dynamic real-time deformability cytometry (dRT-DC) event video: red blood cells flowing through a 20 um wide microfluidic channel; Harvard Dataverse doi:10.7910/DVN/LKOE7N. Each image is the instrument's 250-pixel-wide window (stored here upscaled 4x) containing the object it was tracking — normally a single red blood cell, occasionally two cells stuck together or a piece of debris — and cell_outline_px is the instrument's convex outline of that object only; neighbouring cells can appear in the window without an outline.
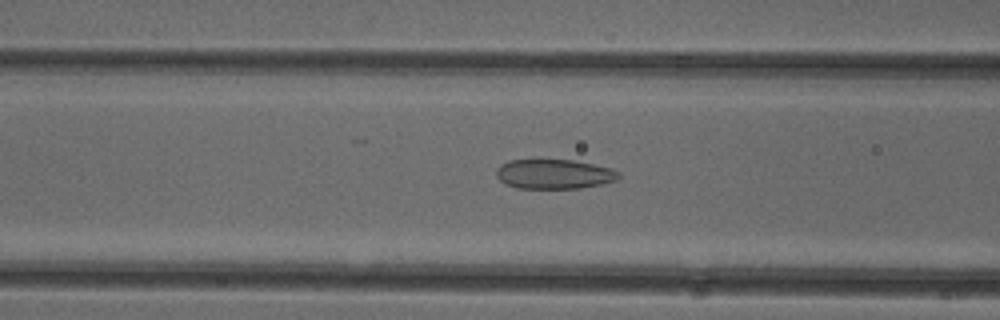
{"species": "common noctule bat (a hibernating species)", "species_latin": "Nyctalus noctula", "temperature_condition": "cold", "stored_images_in_passage": 51, "camera_frame_rate_fps": 3000, "um_per_image_px": 0.085, "animal": {"sex": "female"}, "frame": {"image": 1, "passage_image": 20, "time_ms": 6.333, "image_size_px": [1000, 320], "cell_outline_px": [[620, 176], [616, 180], [600, 184], [580, 188], [516, 188], [504, 184], [496, 176], [496, 168], [500, 164], [508, 160], [572, 160], [612, 168], [620, 172]], "centroid_in_image_um": [47.06, 14.79], "position_along_channel_um": 119.5, "area_um2": 21.15}}
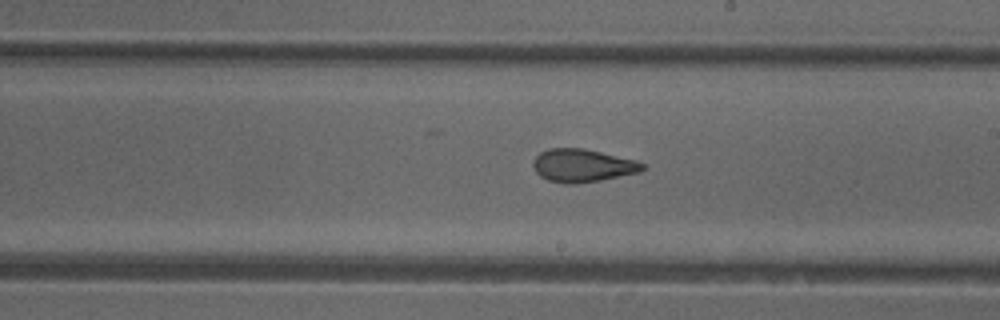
{"frame": {"image": 2, "passage_image": 29, "time_ms": 9.333, "image_size_px": [1000, 320], "cell_outline_px": [[644, 168], [640, 172], [600, 180], [576, 184], [568, 184], [548, 180], [540, 176], [536, 172], [532, 164], [532, 160], [540, 152], [548, 148], [584, 148], [636, 160], [644, 164]], "centroid_in_image_um": [49.49, 14.06], "position_along_channel_um": 239.5, "area_um2": 21.04}}
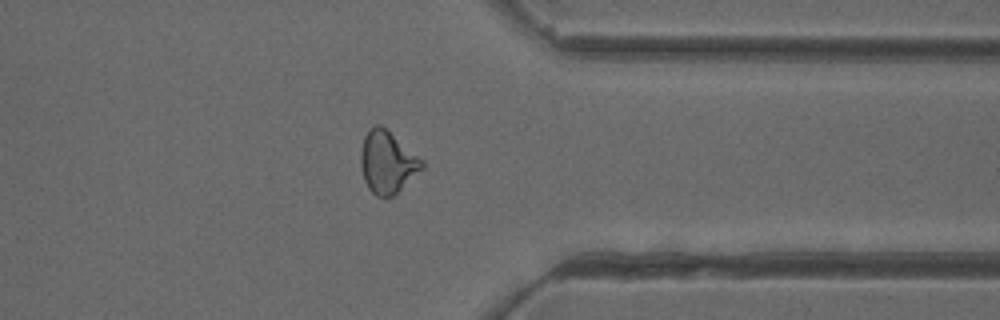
{"frame": {"image": 3, "passage_image": 40, "time_ms": 13.0, "image_size_px": [1000, 320], "cell_outline_px": [[424, 168], [392, 196], [376, 196], [368, 188], [364, 180], [360, 164], [360, 152], [364, 136], [376, 124], [380, 124], [424, 160]], "centroid_in_image_um": [32.92, 13.79], "position_along_channel_um": 378.5, "area_um2": 21.96}, "authors_computed_cell_mechanics": {"area_um2": 22.253, "velocity_mm_per_s": 3.9839, "shape_relaxation_time_tau1_ms": null, "shape_relaxation_time_tau2_ms": 2.1558, "deformation_change_tau1": null, "deformation_change_tau2": 0.0937}}